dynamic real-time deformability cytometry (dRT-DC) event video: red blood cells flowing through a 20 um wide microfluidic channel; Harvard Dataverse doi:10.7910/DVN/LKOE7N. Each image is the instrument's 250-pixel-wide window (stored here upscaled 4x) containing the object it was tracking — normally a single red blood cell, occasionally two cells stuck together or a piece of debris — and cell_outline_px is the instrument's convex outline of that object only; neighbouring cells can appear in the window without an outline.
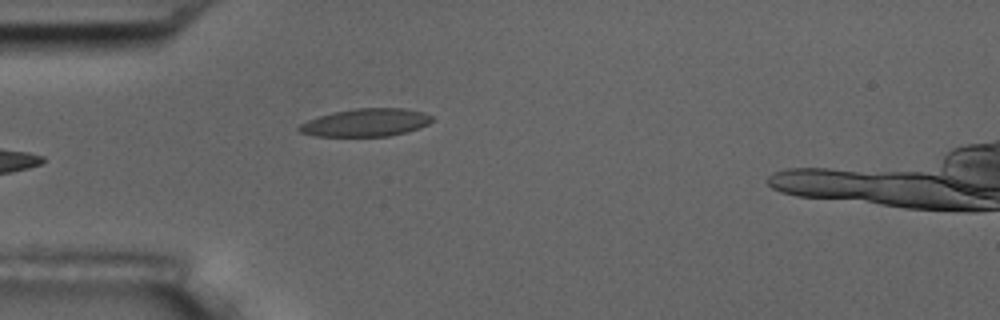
{"species": "common noctule bat (a hibernating species)", "species_latin": "Nyctalus noctula", "temperature_condition": "room temperature", "stored_images_in_passage": 4, "camera_frame_rate_fps": 3000, "um_per_image_px": 0.085, "animal": {"sex": "male", "body_mass_g": 17.5, "forearm_length_mm": 52.3}, "frame": {"image": 1, "passage_image": 4, "time_ms": 1.0, "image_size_px": [1000, 320], "cell_outline_px": [[436, 120], [420, 128], [408, 132], [388, 136], [316, 136], [300, 132], [296, 128], [300, 124], [308, 120], [332, 112], [356, 108], [404, 108], [424, 112], [432, 116]], "centroid_in_image_um": [31.14, 10.41], "position_along_channel_um": 53.9, "area_um2": 21.73}}